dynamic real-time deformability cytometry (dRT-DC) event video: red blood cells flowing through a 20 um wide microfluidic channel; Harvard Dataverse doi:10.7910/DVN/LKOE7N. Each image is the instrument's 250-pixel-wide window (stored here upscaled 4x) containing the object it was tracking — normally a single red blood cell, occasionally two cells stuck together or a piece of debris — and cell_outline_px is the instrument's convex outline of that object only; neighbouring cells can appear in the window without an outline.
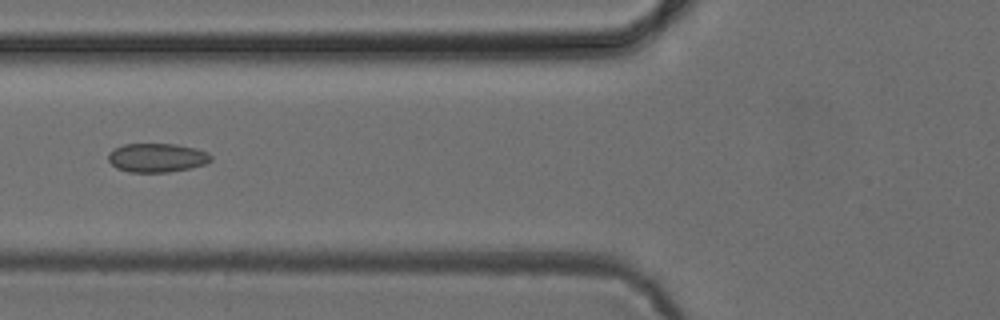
{"species": "common noctule bat (a hibernating species)", "species_latin": "Nyctalus noctula", "temperature_condition": "cold", "stored_images_in_passage": 5, "camera_frame_rate_fps": 3000, "um_per_image_px": 0.085, "animal": {"sex": "female", "body_mass_g": 24.6, "forearm_length_mm": 56.2}, "frame": {"image": 1, "passage_image": 4, "time_ms": 3.667, "image_size_px": [1000, 320], "cell_outline_px": [[212, 160], [204, 164], [188, 168], [168, 172], [128, 172], [116, 168], [108, 160], [108, 152], [124, 144], [176, 144], [196, 148], [208, 152], [212, 156]], "centroid_in_image_um": [13.34, 13.4], "position_along_channel_um": 112.5, "area_um2": 17.28}}
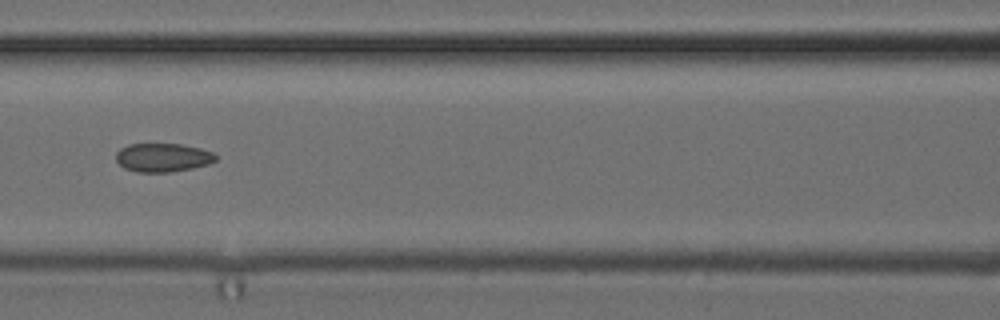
{"frame": {"image": 2, "passage_image": 5, "time_ms": 4.667, "image_size_px": [1000, 320], "cell_outline_px": [[216, 160], [208, 164], [192, 168], [172, 172], [136, 172], [124, 168], [116, 160], [116, 152], [120, 148], [128, 144], [180, 144], [200, 148], [212, 152], [216, 156]], "centroid_in_image_um": [13.81, 13.39], "position_along_channel_um": 152.8, "area_um2": 16.65}}